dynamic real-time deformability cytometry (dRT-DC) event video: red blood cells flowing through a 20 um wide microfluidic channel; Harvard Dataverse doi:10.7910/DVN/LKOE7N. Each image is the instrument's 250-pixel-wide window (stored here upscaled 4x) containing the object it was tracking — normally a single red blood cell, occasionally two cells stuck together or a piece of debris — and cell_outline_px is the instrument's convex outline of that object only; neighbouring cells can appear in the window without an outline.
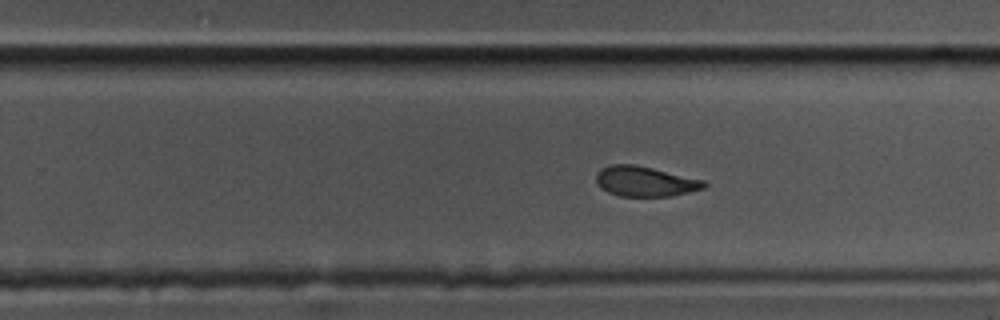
{"species": "common noctule bat (a hibernating species)", "species_latin": "Nyctalus noctula", "temperature_condition": "cold", "stored_images_in_passage": 46, "segment_of_instrument_passage": [1, 2], "camera_frame_rate_fps": 3000, "um_per_image_px": 0.085, "animal": {"sex": "male", "body_mass_g": 17.5, "forearm_length_mm": 52.3}, "frame": {"image": 1, "passage_image": 23, "time_ms": 7.333, "image_size_px": [1000, 320], "cell_outline_px": [[708, 184], [704, 188], [672, 196], [620, 196], [608, 192], [600, 188], [596, 184], [596, 172], [600, 168], [612, 164], [636, 164], [704, 180]], "centroid_in_image_um": [54.8, 15.41], "position_along_channel_um": 275.0, "area_um2": 19.07}}
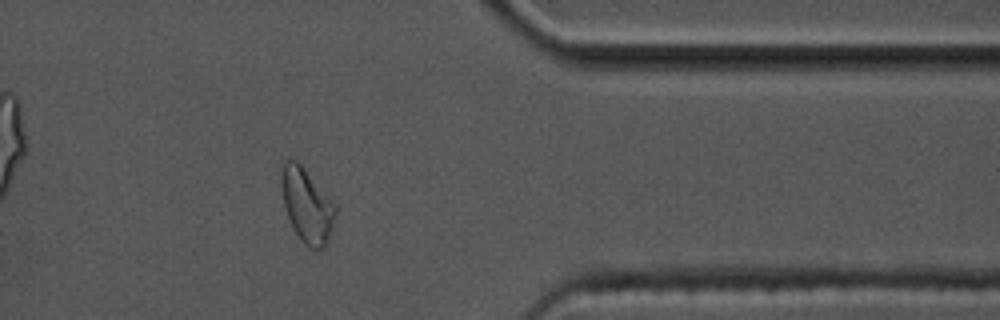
{"frame": {"image": 2, "passage_image": 34, "time_ms": 11.0, "image_size_px": [1000, 320], "cell_outline_px": [[336, 212], [328, 240], [324, 248], [316, 252], [308, 248], [300, 240], [292, 228], [284, 204], [280, 184], [284, 160], [288, 156], [296, 160], [300, 164], [332, 200], [336, 208]], "centroid_in_image_um": [26.07, 17.49], "position_along_channel_um": 385.3, "area_um2": 23.41}}
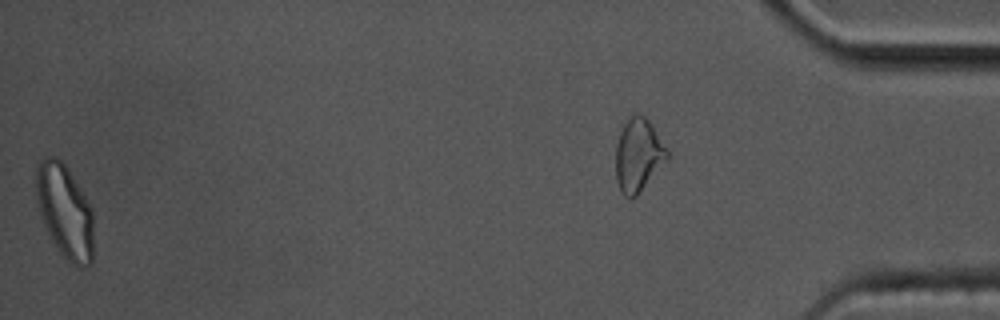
{"frame": {"image": 3, "passage_image": 45, "time_ms": 14.667, "image_size_px": [1000, 320], "cell_outline_px": [[92, 264], [84, 268], [76, 268], [60, 252], [52, 240], [40, 216], [36, 200], [36, 164], [40, 160], [48, 156], [56, 156], [64, 164], [72, 176], [92, 208]], "centroid_in_image_um": [5.49, 17.97], "position_along_channel_um": 429.7, "area_um2": 31.27}}